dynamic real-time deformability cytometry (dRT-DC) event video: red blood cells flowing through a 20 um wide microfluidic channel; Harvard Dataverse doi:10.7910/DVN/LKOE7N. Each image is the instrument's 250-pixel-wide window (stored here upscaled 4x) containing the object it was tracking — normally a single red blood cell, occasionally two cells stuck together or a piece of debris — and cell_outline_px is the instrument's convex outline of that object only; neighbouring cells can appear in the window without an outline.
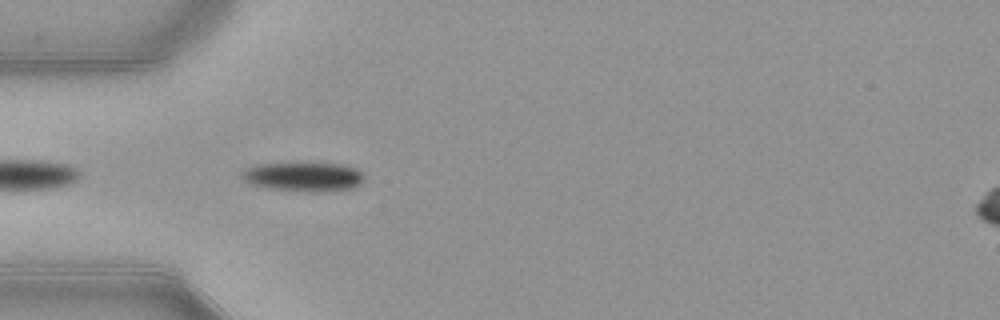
{"species": "common noctule bat (a hibernating species)", "species_latin": "Nyctalus noctula", "temperature_condition": "warm", "stored_images_in_passage": 39, "camera_frame_rate_fps": 3000, "um_per_image_px": 0.085, "animal": {"sex": "female", "body_mass_g": 21.9}, "frame": {"image": 1, "passage_image": 2, "time_ms": 0.333, "image_size_px": [1000, 320], "cell_outline_px": [[364, 180], [360, 184], [352, 188], [324, 192], [312, 192], [268, 188], [252, 184], [244, 180], [244, 172], [248, 168], [260, 164], [340, 164], [356, 168], [364, 176]], "centroid_in_image_um": [25.88, 15.04], "position_along_channel_um": 59.1, "area_um2": 20.29}}
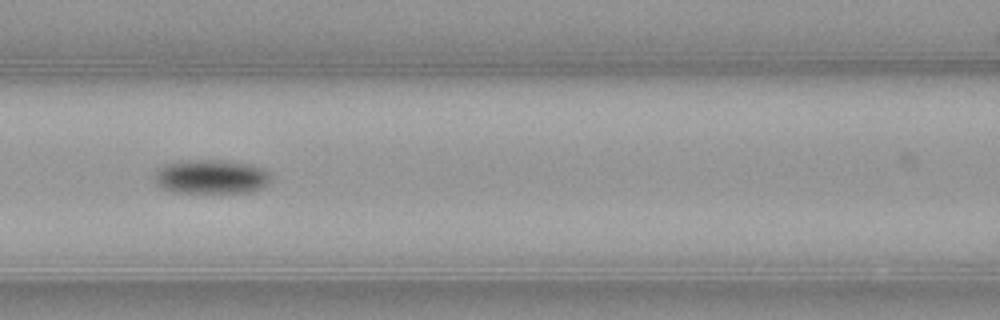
{"frame": {"image": 2, "passage_image": 9, "time_ms": 2.667, "image_size_px": [1000, 320], "cell_outline_px": [[272, 180], [268, 184], [252, 192], [176, 192], [164, 188], [156, 180], [156, 176], [160, 168], [164, 164], [188, 160], [224, 160], [252, 164], [272, 172]], "centroid_in_image_um": [18.07, 15.01], "position_along_channel_um": 148.5, "area_um2": 23.0}}
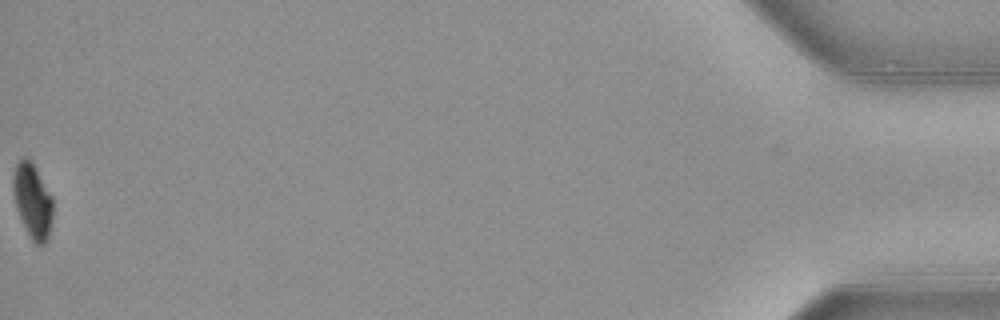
{"frame": {"image": 3, "passage_image": 39, "time_ms": 12.667, "image_size_px": [1000, 320], "cell_outline_px": [[52, 220], [48, 236], [44, 244], [36, 244], [32, 240], [20, 216], [16, 204], [12, 188], [12, 176], [16, 164], [24, 156], [32, 160], [52, 196]], "centroid_in_image_um": [2.77, 17.01], "position_along_channel_um": 432.4, "area_um2": 17.11}, "authors_computed_cell_mechanics": {"area_um2": 21.5016, "velocity_mm_per_s": 3.9088, "shape_relaxation_time_tau1_ms": 2.0284, "shape_relaxation_time_tau2_ms": null, "deformation_change_tau1": 0.0931, "deformation_change_tau2": null}}